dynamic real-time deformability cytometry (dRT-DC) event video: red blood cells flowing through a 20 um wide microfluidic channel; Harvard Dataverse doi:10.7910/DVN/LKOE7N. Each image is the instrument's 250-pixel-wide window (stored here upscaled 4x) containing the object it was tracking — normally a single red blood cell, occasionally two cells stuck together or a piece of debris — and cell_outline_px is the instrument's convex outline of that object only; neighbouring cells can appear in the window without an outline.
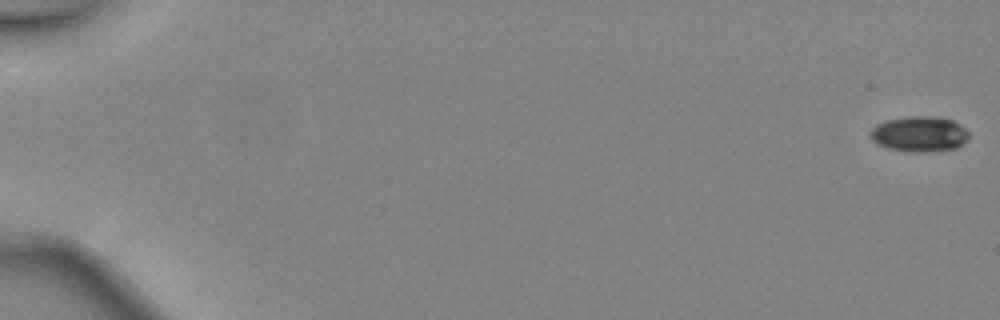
{"species": "common noctule bat (a hibernating species)", "species_latin": "Nyctalus noctula", "temperature_condition": "warm", "stored_images_in_passage": 18, "camera_frame_rate_fps": 3000, "um_per_image_px": 0.085, "animal": {"sex": "female", "body_mass_g": 24.6, "forearm_length_mm": 56.2}, "frame": {"image": 1, "passage_image": 1, "time_ms": 0.0, "image_size_px": [1000, 320], "cell_outline_px": [[968, 140], [956, 148], [920, 152], [912, 152], [888, 148], [872, 140], [868, 132], [876, 124], [884, 120], [904, 116], [932, 116], [952, 120], [960, 124], [968, 132]], "centroid_in_image_um": [78.12, 11.37], "position_along_channel_um": 6.9, "area_um2": 20.4}}
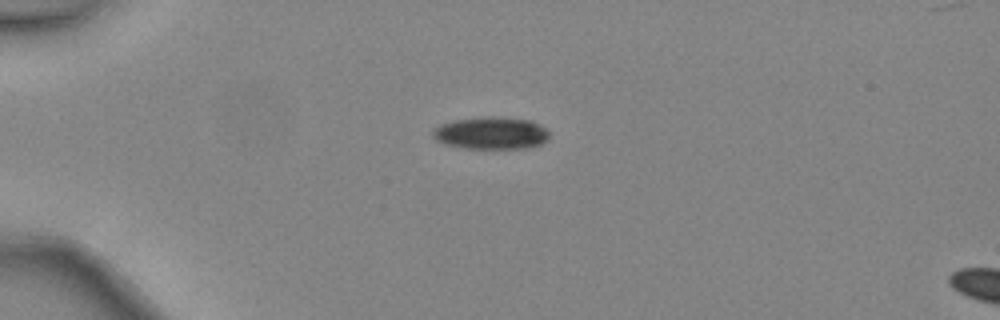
{"frame": {"image": 2, "passage_image": 14, "time_ms": 4.333, "image_size_px": [1000, 320], "cell_outline_px": [[548, 136], [540, 144], [528, 148], [464, 148], [444, 144], [436, 140], [432, 136], [432, 128], [440, 124], [452, 120], [484, 116], [496, 116], [532, 120], [540, 124], [548, 132]], "centroid_in_image_um": [41.69, 11.29], "position_along_channel_um": 43.3, "area_um2": 22.14}}